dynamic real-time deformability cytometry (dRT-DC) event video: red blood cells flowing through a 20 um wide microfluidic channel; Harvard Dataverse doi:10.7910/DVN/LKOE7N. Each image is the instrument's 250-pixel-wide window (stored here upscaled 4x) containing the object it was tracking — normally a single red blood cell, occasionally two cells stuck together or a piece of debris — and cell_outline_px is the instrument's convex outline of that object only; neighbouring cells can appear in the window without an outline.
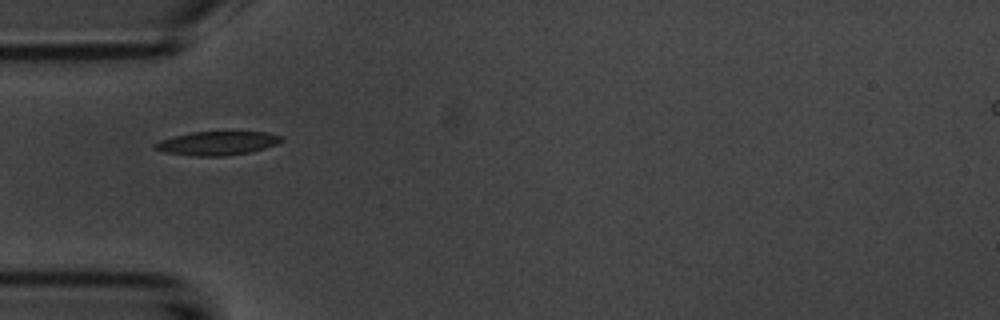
{"species": "common noctule bat (a hibernating species)", "species_latin": "Nyctalus noctula", "temperature_condition": "room temperature", "stored_images_in_passage": 39, "camera_frame_rate_fps": 3000, "um_per_image_px": 0.085, "animal": {"sex": "male", "body_mass_g": 20.1, "forearm_length_mm": 53.5}, "frame": {"image": 1, "passage_image": 1, "time_ms": 0.0, "image_size_px": [1000, 320], "cell_outline_px": [[284, 140], [276, 144], [252, 152], [224, 156], [196, 156], [164, 152], [152, 148], [152, 144], [160, 140], [172, 136], [192, 132], [268, 132], [280, 136]], "centroid_in_image_um": [18.42, 12.18], "position_along_channel_um": 66.6, "area_um2": 17.57}}
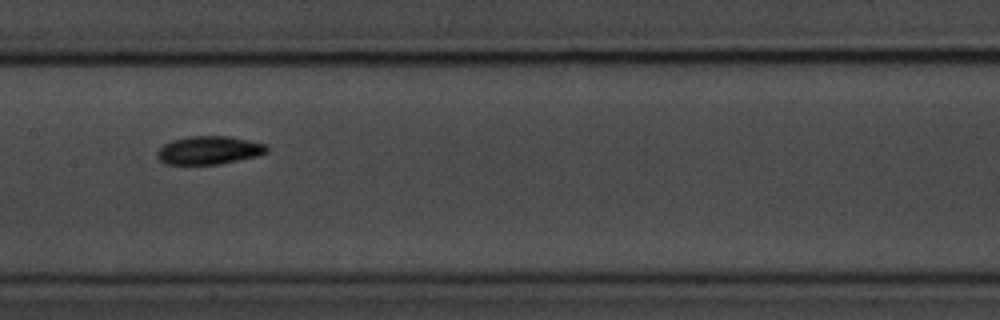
{"frame": {"image": 2, "passage_image": 11, "time_ms": 3.333, "image_size_px": [1000, 320], "cell_outline_px": [[268, 152], [256, 156], [216, 164], [164, 164], [156, 156], [156, 152], [164, 144], [172, 140], [188, 136], [228, 136], [268, 144]], "centroid_in_image_um": [17.75, 12.76], "position_along_channel_um": 189.6, "area_um2": 17.98}}
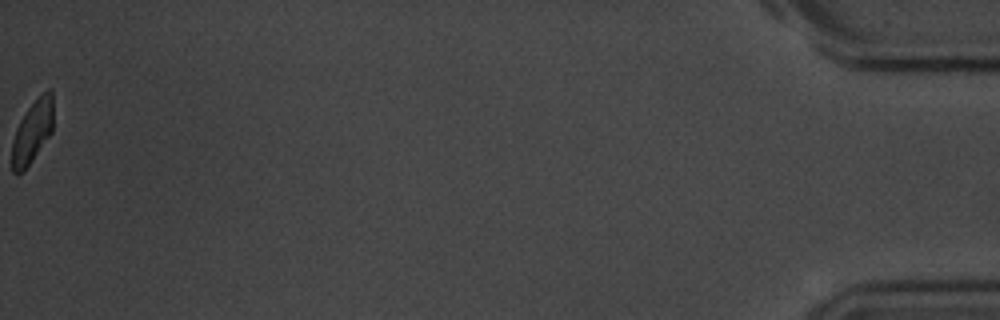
{"frame": {"image": 3, "passage_image": 39, "time_ms": 12.667, "image_size_px": [1000, 320], "cell_outline_px": [[52, 132], [24, 172], [12, 172], [12, 140], [16, 128], [20, 120], [28, 108], [48, 88], [52, 88]], "centroid_in_image_um": [2.74, 11.21], "position_along_channel_um": 432.5, "area_um2": 14.91}, "authors_computed_cell_mechanics": {"area_um2": 16.8776, "velocity_mm_per_s": 3.6831, "shape_relaxation_time_tau1_ms": 2.6619, "shape_relaxation_time_tau2_ms": 5.7775, "deformation_change_tau1": 0.1218, "deformation_change_tau2": 0.0959}}